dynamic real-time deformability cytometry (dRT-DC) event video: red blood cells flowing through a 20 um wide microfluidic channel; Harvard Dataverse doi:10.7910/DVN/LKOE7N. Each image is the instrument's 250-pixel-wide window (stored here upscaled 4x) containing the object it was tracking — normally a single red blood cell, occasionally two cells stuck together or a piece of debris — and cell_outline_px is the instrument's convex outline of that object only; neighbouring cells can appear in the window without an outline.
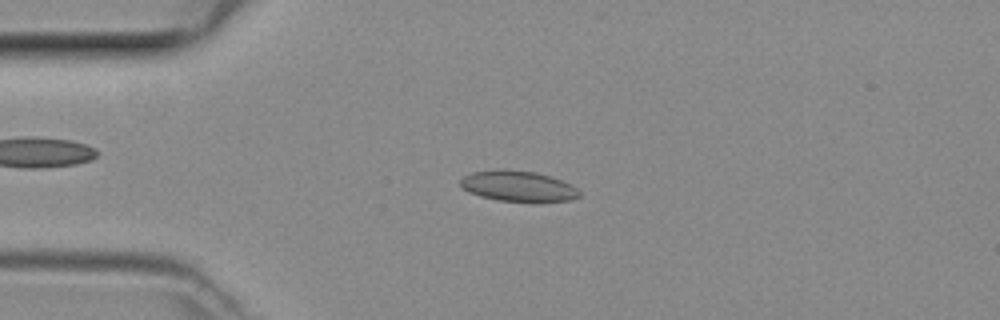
{"species": "common noctule bat (a hibernating species)", "species_latin": "Nyctalus noctula", "temperature_condition": "room temperature", "stored_images_in_passage": 47, "camera_frame_rate_fps": 3000, "um_per_image_px": 0.085, "animal": {"sex": "female", "body_mass_g": 29.2, "forearm_length_mm": 56.3}, "frame": {"image": 1, "passage_image": 11, "time_ms": 3.333, "image_size_px": [1000, 320], "cell_outline_px": [[580, 196], [572, 200], [536, 204], [496, 200], [480, 196], [468, 192], [460, 184], [460, 180], [464, 176], [472, 172], [504, 168], [536, 172], [572, 184], [580, 192]], "centroid_in_image_um": [44.08, 15.85], "position_along_channel_um": 40.9, "area_um2": 21.96}}
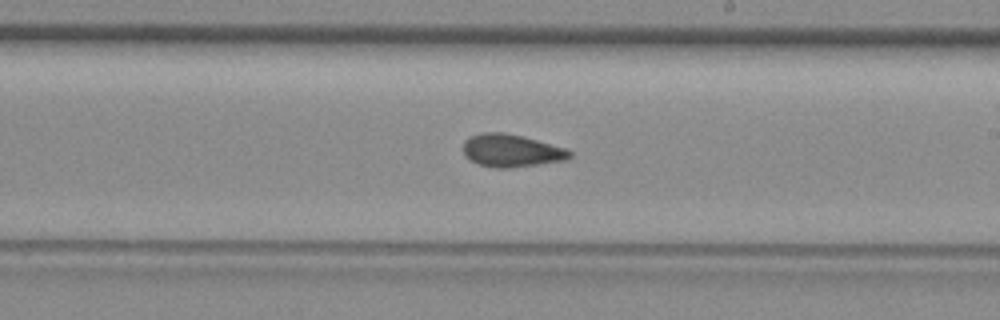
{"frame": {"image": 2, "passage_image": 27, "time_ms": 8.667, "image_size_px": [1000, 320], "cell_outline_px": [[572, 156], [568, 160], [508, 168], [496, 168], [480, 164], [472, 160], [464, 152], [464, 140], [480, 132], [504, 132], [536, 140], [564, 148], [572, 152]], "centroid_in_image_um": [43.49, 12.8], "position_along_channel_um": 245.5, "area_um2": 19.94}}
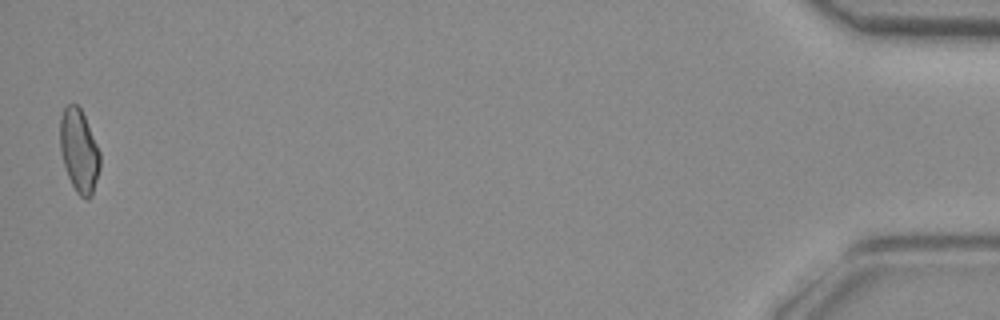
{"frame": {"image": 3, "passage_image": 47, "time_ms": 15.333, "image_size_px": [1000, 320], "cell_outline_px": [[100, 168], [92, 196], [88, 200], [84, 200], [76, 192], [68, 176], [64, 164], [60, 148], [60, 120], [64, 108], [68, 104], [76, 104], [80, 108], [84, 116], [100, 152]], "centroid_in_image_um": [6.73, 12.86], "position_along_channel_um": 428.5, "area_um2": 19.25}}